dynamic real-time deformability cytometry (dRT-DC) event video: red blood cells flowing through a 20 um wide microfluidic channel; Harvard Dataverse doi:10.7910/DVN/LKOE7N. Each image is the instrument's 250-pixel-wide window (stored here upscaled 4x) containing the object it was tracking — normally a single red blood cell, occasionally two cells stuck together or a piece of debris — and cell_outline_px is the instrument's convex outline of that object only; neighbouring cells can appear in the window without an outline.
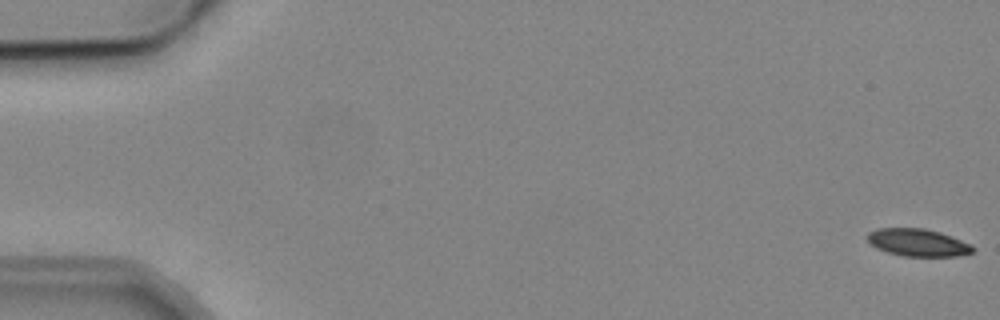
{"species": "common noctule bat (a hibernating species)", "species_latin": "Nyctalus noctula", "temperature_condition": "cold", "stored_images_in_passage": 6, "camera_frame_rate_fps": 3000, "um_per_image_px": 0.085, "animal": {"sex": "male", "body_mass_g": 19.2, "forearm_length_mm": 51.8}, "frame": {"image": 1, "passage_image": 1, "time_ms": 0.0, "image_size_px": [1000, 320], "cell_outline_px": [[976, 248], [972, 252], [956, 256], [904, 256], [888, 252], [876, 248], [868, 244], [868, 232], [876, 228], [924, 228], [940, 232], [972, 244]], "centroid_in_image_um": [78.01, 20.61], "position_along_channel_um": 7.0, "area_um2": 16.94}}
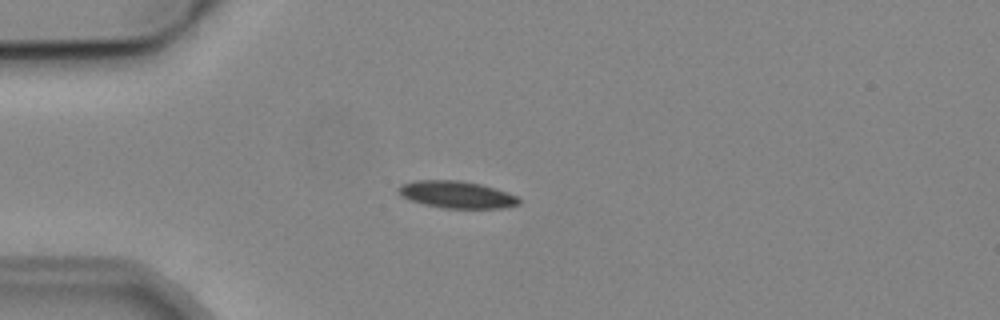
{"frame": {"image": 2, "passage_image": 4, "time_ms": 4.667, "image_size_px": [1000, 320], "cell_outline_px": [[520, 204], [504, 208], [444, 208], [424, 204], [400, 196], [396, 188], [400, 184], [412, 180], [460, 180], [480, 184], [496, 188], [508, 192], [516, 196], [520, 200]], "centroid_in_image_um": [38.8, 16.53], "position_along_channel_um": 46.2, "area_um2": 19.19}}
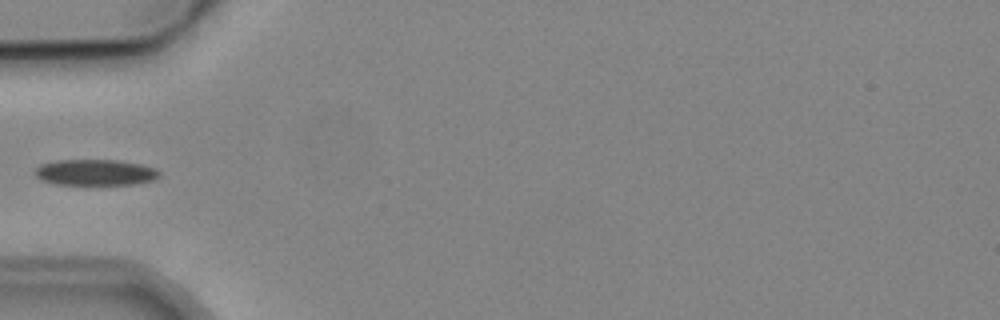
{"frame": {"image": 3, "passage_image": 5, "time_ms": 6.0, "image_size_px": [1000, 320], "cell_outline_px": [[160, 176], [152, 180], [132, 184], [52, 184], [40, 180], [36, 176], [36, 168], [40, 164], [56, 160], [116, 160], [140, 164], [156, 168], [160, 172]], "centroid_in_image_um": [8.08, 14.65], "position_along_channel_um": 76.9, "area_um2": 18.79}}